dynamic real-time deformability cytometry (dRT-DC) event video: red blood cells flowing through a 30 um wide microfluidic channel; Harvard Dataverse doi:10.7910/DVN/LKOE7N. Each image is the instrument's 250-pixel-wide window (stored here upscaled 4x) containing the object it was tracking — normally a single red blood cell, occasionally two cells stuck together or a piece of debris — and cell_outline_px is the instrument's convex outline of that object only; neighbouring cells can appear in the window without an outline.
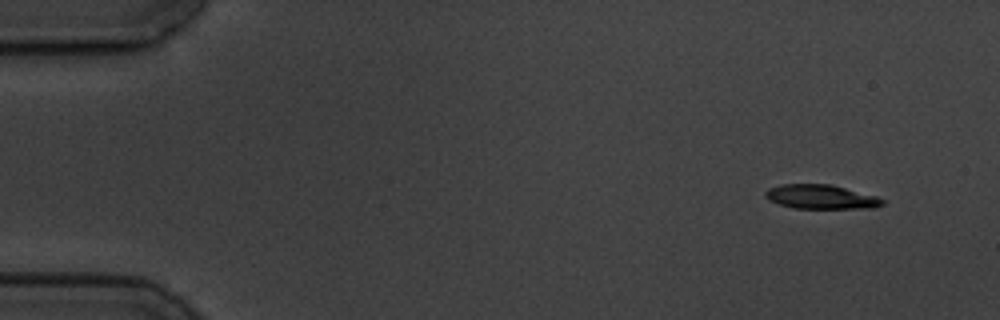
{"species": "common noctule bat (a hibernating species)", "species_latin": "Nyctalus noctula", "temperature_condition": "cold", "stored_images_in_passage": 14, "camera_frame_rate_fps": 3000, "um_per_image_px": 0.085, "animal": {"sex": "male", "body_mass_g": 19.5, "forearm_length_mm": 54.6}, "frame": {"image": 1, "passage_image": 1, "time_ms": 0.0, "image_size_px": [1000, 320], "cell_outline_px": [[884, 204], [876, 208], [792, 208], [768, 200], [764, 196], [764, 192], [768, 188], [780, 184], [832, 184], [876, 196], [884, 200]], "centroid_in_image_um": [69.76, 16.73], "position_along_channel_um": 15.2, "area_um2": 16.65}}
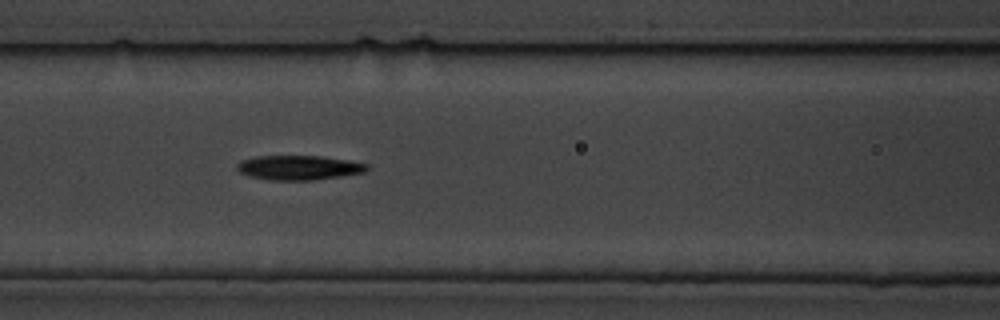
{"frame": {"image": 2, "passage_image": 6, "time_ms": 6.667, "image_size_px": [1000, 320], "cell_outline_px": [[372, 168], [364, 172], [340, 176], [312, 180], [268, 180], [248, 176], [240, 172], [236, 168], [236, 164], [240, 160], [256, 156], [320, 156], [348, 160], [368, 164]], "centroid_in_image_um": [25.38, 14.24], "position_along_channel_um": 141.2, "area_um2": 18.67}}
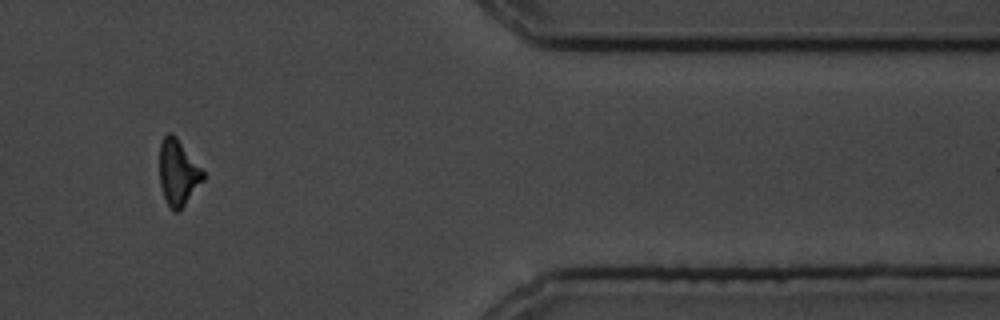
{"frame": {"image": 3, "passage_image": 12, "time_ms": 14.667, "image_size_px": [1000, 320], "cell_outline_px": [[204, 180], [180, 212], [172, 212], [164, 196], [160, 184], [160, 144], [164, 136], [168, 132], [172, 132], [176, 136], [204, 172]], "centroid_in_image_um": [15.14, 14.7], "position_along_channel_um": 396.3, "area_um2": 16.76}, "authors_computed_cell_mechanics": {"area_um2": 17.5134, "velocity_mm_per_s": 3.5459, "shape_relaxation_time_tau1_ms": 3.6621, "shape_relaxation_time_tau2_ms": null, "deformation_change_tau1": 0.0992, "deformation_change_tau2": null}}